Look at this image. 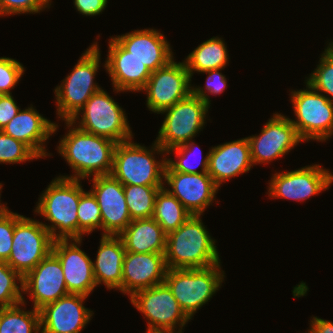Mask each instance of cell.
<instances>
[{
    "instance_id": "1",
    "label": "cell",
    "mask_w": 333,
    "mask_h": 333,
    "mask_svg": "<svg viewBox=\"0 0 333 333\" xmlns=\"http://www.w3.org/2000/svg\"><path fill=\"white\" fill-rule=\"evenodd\" d=\"M57 147L75 175L62 178L83 180L90 176L110 175L117 143L111 139L69 128Z\"/></svg>"
},
{
    "instance_id": "2",
    "label": "cell",
    "mask_w": 333,
    "mask_h": 333,
    "mask_svg": "<svg viewBox=\"0 0 333 333\" xmlns=\"http://www.w3.org/2000/svg\"><path fill=\"white\" fill-rule=\"evenodd\" d=\"M209 234L200 215H191L168 233L164 253L167 269L207 268L219 264L217 246Z\"/></svg>"
},
{
    "instance_id": "3",
    "label": "cell",
    "mask_w": 333,
    "mask_h": 333,
    "mask_svg": "<svg viewBox=\"0 0 333 333\" xmlns=\"http://www.w3.org/2000/svg\"><path fill=\"white\" fill-rule=\"evenodd\" d=\"M84 192L80 180L57 177L40 196L35 212L52 223L43 225L54 240L78 239L77 207Z\"/></svg>"
},
{
    "instance_id": "4",
    "label": "cell",
    "mask_w": 333,
    "mask_h": 333,
    "mask_svg": "<svg viewBox=\"0 0 333 333\" xmlns=\"http://www.w3.org/2000/svg\"><path fill=\"white\" fill-rule=\"evenodd\" d=\"M153 152L166 153L156 141L151 150L132 143V139L117 143L111 175L123 185L164 187L166 156L156 161Z\"/></svg>"
},
{
    "instance_id": "5",
    "label": "cell",
    "mask_w": 333,
    "mask_h": 333,
    "mask_svg": "<svg viewBox=\"0 0 333 333\" xmlns=\"http://www.w3.org/2000/svg\"><path fill=\"white\" fill-rule=\"evenodd\" d=\"M220 266L219 263L207 268L167 269L164 283L190 319L224 281Z\"/></svg>"
},
{
    "instance_id": "6",
    "label": "cell",
    "mask_w": 333,
    "mask_h": 333,
    "mask_svg": "<svg viewBox=\"0 0 333 333\" xmlns=\"http://www.w3.org/2000/svg\"><path fill=\"white\" fill-rule=\"evenodd\" d=\"M97 42L83 53L72 72L55 88L58 118L70 121L101 88L94 83L100 64Z\"/></svg>"
},
{
    "instance_id": "7",
    "label": "cell",
    "mask_w": 333,
    "mask_h": 333,
    "mask_svg": "<svg viewBox=\"0 0 333 333\" xmlns=\"http://www.w3.org/2000/svg\"><path fill=\"white\" fill-rule=\"evenodd\" d=\"M80 112L83 113L82 120L76 127L82 131L111 139L116 143L133 138L125 111L103 89L95 92L70 121H65L67 128L76 124Z\"/></svg>"
},
{
    "instance_id": "8",
    "label": "cell",
    "mask_w": 333,
    "mask_h": 333,
    "mask_svg": "<svg viewBox=\"0 0 333 333\" xmlns=\"http://www.w3.org/2000/svg\"><path fill=\"white\" fill-rule=\"evenodd\" d=\"M53 242L42 222L14 213L12 249L6 263L24 278L52 252Z\"/></svg>"
},
{
    "instance_id": "9",
    "label": "cell",
    "mask_w": 333,
    "mask_h": 333,
    "mask_svg": "<svg viewBox=\"0 0 333 333\" xmlns=\"http://www.w3.org/2000/svg\"><path fill=\"white\" fill-rule=\"evenodd\" d=\"M291 102L296 119H290L301 140L325 141L333 134V102L314 90L307 82L306 89L292 91Z\"/></svg>"
},
{
    "instance_id": "10",
    "label": "cell",
    "mask_w": 333,
    "mask_h": 333,
    "mask_svg": "<svg viewBox=\"0 0 333 333\" xmlns=\"http://www.w3.org/2000/svg\"><path fill=\"white\" fill-rule=\"evenodd\" d=\"M210 106L192 93L178 101L172 107L160 113H166L156 142L165 150L175 148L191 141L205 125V117Z\"/></svg>"
},
{
    "instance_id": "11",
    "label": "cell",
    "mask_w": 333,
    "mask_h": 333,
    "mask_svg": "<svg viewBox=\"0 0 333 333\" xmlns=\"http://www.w3.org/2000/svg\"><path fill=\"white\" fill-rule=\"evenodd\" d=\"M191 76L184 62L171 60L166 66L151 73L140 90L147 92V107L160 114L192 93Z\"/></svg>"
},
{
    "instance_id": "12",
    "label": "cell",
    "mask_w": 333,
    "mask_h": 333,
    "mask_svg": "<svg viewBox=\"0 0 333 333\" xmlns=\"http://www.w3.org/2000/svg\"><path fill=\"white\" fill-rule=\"evenodd\" d=\"M131 303L148 320L147 330H180L190 320L165 283L140 290L130 297Z\"/></svg>"
},
{
    "instance_id": "13",
    "label": "cell",
    "mask_w": 333,
    "mask_h": 333,
    "mask_svg": "<svg viewBox=\"0 0 333 333\" xmlns=\"http://www.w3.org/2000/svg\"><path fill=\"white\" fill-rule=\"evenodd\" d=\"M254 164L268 163L283 157L302 142L290 118L279 113L264 125L259 135L247 137Z\"/></svg>"
},
{
    "instance_id": "14",
    "label": "cell",
    "mask_w": 333,
    "mask_h": 333,
    "mask_svg": "<svg viewBox=\"0 0 333 333\" xmlns=\"http://www.w3.org/2000/svg\"><path fill=\"white\" fill-rule=\"evenodd\" d=\"M332 183L331 172L316 164L290 172L275 173L270 180L268 194L272 198L303 201L324 189L328 190Z\"/></svg>"
},
{
    "instance_id": "15",
    "label": "cell",
    "mask_w": 333,
    "mask_h": 333,
    "mask_svg": "<svg viewBox=\"0 0 333 333\" xmlns=\"http://www.w3.org/2000/svg\"><path fill=\"white\" fill-rule=\"evenodd\" d=\"M91 192L101 211L103 235H119L131 222L123 184L111 174L94 176Z\"/></svg>"
},
{
    "instance_id": "16",
    "label": "cell",
    "mask_w": 333,
    "mask_h": 333,
    "mask_svg": "<svg viewBox=\"0 0 333 333\" xmlns=\"http://www.w3.org/2000/svg\"><path fill=\"white\" fill-rule=\"evenodd\" d=\"M54 240L52 253L59 259L69 293L89 296L97 286L92 260L78 246L81 239ZM74 241V242H72Z\"/></svg>"
},
{
    "instance_id": "17",
    "label": "cell",
    "mask_w": 333,
    "mask_h": 333,
    "mask_svg": "<svg viewBox=\"0 0 333 333\" xmlns=\"http://www.w3.org/2000/svg\"><path fill=\"white\" fill-rule=\"evenodd\" d=\"M164 180L172 188H165L175 196L191 215H202L213 203L219 190L210 175L205 173H182L164 171Z\"/></svg>"
},
{
    "instance_id": "18",
    "label": "cell",
    "mask_w": 333,
    "mask_h": 333,
    "mask_svg": "<svg viewBox=\"0 0 333 333\" xmlns=\"http://www.w3.org/2000/svg\"><path fill=\"white\" fill-rule=\"evenodd\" d=\"M23 292L29 293L38 311L69 294L62 265L52 252L23 278Z\"/></svg>"
},
{
    "instance_id": "19",
    "label": "cell",
    "mask_w": 333,
    "mask_h": 333,
    "mask_svg": "<svg viewBox=\"0 0 333 333\" xmlns=\"http://www.w3.org/2000/svg\"><path fill=\"white\" fill-rule=\"evenodd\" d=\"M87 297L69 293L41 308V333H80L93 315L83 306Z\"/></svg>"
},
{
    "instance_id": "20",
    "label": "cell",
    "mask_w": 333,
    "mask_h": 333,
    "mask_svg": "<svg viewBox=\"0 0 333 333\" xmlns=\"http://www.w3.org/2000/svg\"><path fill=\"white\" fill-rule=\"evenodd\" d=\"M167 266L164 253L125 252L122 267V292H136L164 283Z\"/></svg>"
},
{
    "instance_id": "21",
    "label": "cell",
    "mask_w": 333,
    "mask_h": 333,
    "mask_svg": "<svg viewBox=\"0 0 333 333\" xmlns=\"http://www.w3.org/2000/svg\"><path fill=\"white\" fill-rule=\"evenodd\" d=\"M113 38L151 72L166 66L174 59L170 44L156 29L134 30Z\"/></svg>"
},
{
    "instance_id": "22",
    "label": "cell",
    "mask_w": 333,
    "mask_h": 333,
    "mask_svg": "<svg viewBox=\"0 0 333 333\" xmlns=\"http://www.w3.org/2000/svg\"><path fill=\"white\" fill-rule=\"evenodd\" d=\"M109 54L105 61L106 71L113 89L119 91H140L151 76V71L137 58L130 55L114 38L109 40Z\"/></svg>"
},
{
    "instance_id": "23",
    "label": "cell",
    "mask_w": 333,
    "mask_h": 333,
    "mask_svg": "<svg viewBox=\"0 0 333 333\" xmlns=\"http://www.w3.org/2000/svg\"><path fill=\"white\" fill-rule=\"evenodd\" d=\"M252 166L254 165L247 137L214 146L209 150L207 173L218 187L222 182L249 171Z\"/></svg>"
},
{
    "instance_id": "24",
    "label": "cell",
    "mask_w": 333,
    "mask_h": 333,
    "mask_svg": "<svg viewBox=\"0 0 333 333\" xmlns=\"http://www.w3.org/2000/svg\"><path fill=\"white\" fill-rule=\"evenodd\" d=\"M57 128V124L44 118L31 106L25 110L20 109L2 131L26 144L39 158H44L48 153L43 143L57 131Z\"/></svg>"
},
{
    "instance_id": "25",
    "label": "cell",
    "mask_w": 333,
    "mask_h": 333,
    "mask_svg": "<svg viewBox=\"0 0 333 333\" xmlns=\"http://www.w3.org/2000/svg\"><path fill=\"white\" fill-rule=\"evenodd\" d=\"M124 243L119 235L101 236L100 246L93 265L96 284L122 292V267L125 255Z\"/></svg>"
},
{
    "instance_id": "26",
    "label": "cell",
    "mask_w": 333,
    "mask_h": 333,
    "mask_svg": "<svg viewBox=\"0 0 333 333\" xmlns=\"http://www.w3.org/2000/svg\"><path fill=\"white\" fill-rule=\"evenodd\" d=\"M119 236L127 252L165 253L167 234L152 217L132 220Z\"/></svg>"
},
{
    "instance_id": "27",
    "label": "cell",
    "mask_w": 333,
    "mask_h": 333,
    "mask_svg": "<svg viewBox=\"0 0 333 333\" xmlns=\"http://www.w3.org/2000/svg\"><path fill=\"white\" fill-rule=\"evenodd\" d=\"M227 47L219 37H213L193 50L183 61L192 78L193 73L224 69L228 63ZM194 71V72H193Z\"/></svg>"
},
{
    "instance_id": "28",
    "label": "cell",
    "mask_w": 333,
    "mask_h": 333,
    "mask_svg": "<svg viewBox=\"0 0 333 333\" xmlns=\"http://www.w3.org/2000/svg\"><path fill=\"white\" fill-rule=\"evenodd\" d=\"M191 214L182 203L171 195L165 186L159 190L155 199L154 213L152 218L168 234L180 227Z\"/></svg>"
},
{
    "instance_id": "29",
    "label": "cell",
    "mask_w": 333,
    "mask_h": 333,
    "mask_svg": "<svg viewBox=\"0 0 333 333\" xmlns=\"http://www.w3.org/2000/svg\"><path fill=\"white\" fill-rule=\"evenodd\" d=\"M24 302L15 306L0 308V333H39L40 312L33 308L24 311ZM41 333V332H40Z\"/></svg>"
},
{
    "instance_id": "30",
    "label": "cell",
    "mask_w": 333,
    "mask_h": 333,
    "mask_svg": "<svg viewBox=\"0 0 333 333\" xmlns=\"http://www.w3.org/2000/svg\"><path fill=\"white\" fill-rule=\"evenodd\" d=\"M161 188L163 187L123 185L128 211L132 220L153 216L156 195Z\"/></svg>"
},
{
    "instance_id": "31",
    "label": "cell",
    "mask_w": 333,
    "mask_h": 333,
    "mask_svg": "<svg viewBox=\"0 0 333 333\" xmlns=\"http://www.w3.org/2000/svg\"><path fill=\"white\" fill-rule=\"evenodd\" d=\"M21 292L23 293V278L6 261L0 260V308L25 303Z\"/></svg>"
},
{
    "instance_id": "32",
    "label": "cell",
    "mask_w": 333,
    "mask_h": 333,
    "mask_svg": "<svg viewBox=\"0 0 333 333\" xmlns=\"http://www.w3.org/2000/svg\"><path fill=\"white\" fill-rule=\"evenodd\" d=\"M78 239H82L84 233H92L96 228L102 229L101 211L96 197L91 191L84 192L80 196L77 207Z\"/></svg>"
},
{
    "instance_id": "33",
    "label": "cell",
    "mask_w": 333,
    "mask_h": 333,
    "mask_svg": "<svg viewBox=\"0 0 333 333\" xmlns=\"http://www.w3.org/2000/svg\"><path fill=\"white\" fill-rule=\"evenodd\" d=\"M191 142V143H190ZM195 143L193 141H188L185 144L179 145L175 148H171L166 151V154H169L175 151L176 158L178 161H173L171 158H166V167L165 171H177L182 173H205L208 172L209 165V152L207 153L204 159H198L199 162H195L193 165L191 162L189 163V156L191 157L192 153H198V151H194ZM196 148L195 150H197ZM200 153V152H199ZM198 153V155H199ZM201 154V153H200ZM197 155V154H196ZM193 156V155H192ZM200 165L202 171H197L195 168Z\"/></svg>"
},
{
    "instance_id": "34",
    "label": "cell",
    "mask_w": 333,
    "mask_h": 333,
    "mask_svg": "<svg viewBox=\"0 0 333 333\" xmlns=\"http://www.w3.org/2000/svg\"><path fill=\"white\" fill-rule=\"evenodd\" d=\"M317 68L310 74L306 82L316 91L326 93L333 102V49L327 47L321 55Z\"/></svg>"
},
{
    "instance_id": "35",
    "label": "cell",
    "mask_w": 333,
    "mask_h": 333,
    "mask_svg": "<svg viewBox=\"0 0 333 333\" xmlns=\"http://www.w3.org/2000/svg\"><path fill=\"white\" fill-rule=\"evenodd\" d=\"M38 158L26 144L0 130V163H22Z\"/></svg>"
},
{
    "instance_id": "36",
    "label": "cell",
    "mask_w": 333,
    "mask_h": 333,
    "mask_svg": "<svg viewBox=\"0 0 333 333\" xmlns=\"http://www.w3.org/2000/svg\"><path fill=\"white\" fill-rule=\"evenodd\" d=\"M24 73L23 65L15 59L0 57V95L11 94Z\"/></svg>"
},
{
    "instance_id": "37",
    "label": "cell",
    "mask_w": 333,
    "mask_h": 333,
    "mask_svg": "<svg viewBox=\"0 0 333 333\" xmlns=\"http://www.w3.org/2000/svg\"><path fill=\"white\" fill-rule=\"evenodd\" d=\"M50 2L51 0H0V16L39 13L43 9L50 7Z\"/></svg>"
},
{
    "instance_id": "38",
    "label": "cell",
    "mask_w": 333,
    "mask_h": 333,
    "mask_svg": "<svg viewBox=\"0 0 333 333\" xmlns=\"http://www.w3.org/2000/svg\"><path fill=\"white\" fill-rule=\"evenodd\" d=\"M222 69H213V70H208V71H204L202 73H208V76L206 78V85L205 88H201V87H193L192 86V94L201 98L206 104H208L210 106V98H209V93L213 94V95H217V94H221L222 92H224V89L227 86V80L225 78V76L220 73L219 71H221ZM204 89V90H203ZM207 92H206V90ZM208 93V95L206 94Z\"/></svg>"
},
{
    "instance_id": "39",
    "label": "cell",
    "mask_w": 333,
    "mask_h": 333,
    "mask_svg": "<svg viewBox=\"0 0 333 333\" xmlns=\"http://www.w3.org/2000/svg\"><path fill=\"white\" fill-rule=\"evenodd\" d=\"M14 213L0 216V260L7 261L12 249Z\"/></svg>"
},
{
    "instance_id": "40",
    "label": "cell",
    "mask_w": 333,
    "mask_h": 333,
    "mask_svg": "<svg viewBox=\"0 0 333 333\" xmlns=\"http://www.w3.org/2000/svg\"><path fill=\"white\" fill-rule=\"evenodd\" d=\"M19 111L20 108L17 106L11 94L0 95V130H2Z\"/></svg>"
},
{
    "instance_id": "41",
    "label": "cell",
    "mask_w": 333,
    "mask_h": 333,
    "mask_svg": "<svg viewBox=\"0 0 333 333\" xmlns=\"http://www.w3.org/2000/svg\"><path fill=\"white\" fill-rule=\"evenodd\" d=\"M108 0H74V5L82 15L96 16L107 6Z\"/></svg>"
},
{
    "instance_id": "42",
    "label": "cell",
    "mask_w": 333,
    "mask_h": 333,
    "mask_svg": "<svg viewBox=\"0 0 333 333\" xmlns=\"http://www.w3.org/2000/svg\"><path fill=\"white\" fill-rule=\"evenodd\" d=\"M308 333H333V323L314 316Z\"/></svg>"
},
{
    "instance_id": "43",
    "label": "cell",
    "mask_w": 333,
    "mask_h": 333,
    "mask_svg": "<svg viewBox=\"0 0 333 333\" xmlns=\"http://www.w3.org/2000/svg\"><path fill=\"white\" fill-rule=\"evenodd\" d=\"M175 330L168 329H159V330H147L146 333H175ZM178 333H182V330L179 329Z\"/></svg>"
},
{
    "instance_id": "44",
    "label": "cell",
    "mask_w": 333,
    "mask_h": 333,
    "mask_svg": "<svg viewBox=\"0 0 333 333\" xmlns=\"http://www.w3.org/2000/svg\"><path fill=\"white\" fill-rule=\"evenodd\" d=\"M2 189V184L0 183V190ZM1 195V194H0ZM1 201V200H0ZM11 213L10 210H8L7 206H5L4 204L2 205L0 203V216H3V215H7Z\"/></svg>"
},
{
    "instance_id": "45",
    "label": "cell",
    "mask_w": 333,
    "mask_h": 333,
    "mask_svg": "<svg viewBox=\"0 0 333 333\" xmlns=\"http://www.w3.org/2000/svg\"><path fill=\"white\" fill-rule=\"evenodd\" d=\"M328 46L333 49V42H330Z\"/></svg>"
}]
</instances>
